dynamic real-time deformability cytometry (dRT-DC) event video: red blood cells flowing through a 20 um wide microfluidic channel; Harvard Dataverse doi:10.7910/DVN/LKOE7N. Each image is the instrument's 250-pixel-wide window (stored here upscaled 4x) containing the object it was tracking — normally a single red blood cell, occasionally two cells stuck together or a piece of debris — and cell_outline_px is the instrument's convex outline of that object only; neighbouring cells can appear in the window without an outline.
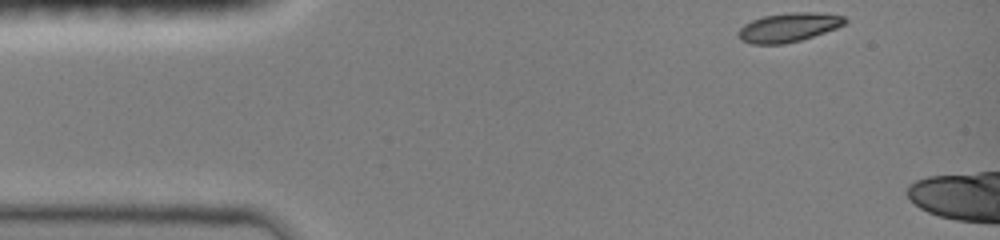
{"species": "common noctule bat (a hibernating species)", "species_latin": "Nyctalus noctula", "temperature_condition": "room temperature", "stored_images_in_passage": 5, "camera_frame_rate_fps": 3000, "um_per_image_px": 0.085, "animal": {"sex": "female", "body_mass_g": 19.0, "forearm_length_mm": 51.5}, "frame": {"image": 1, "passage_image": 1, "time_ms": 0.0, "image_size_px": [1000, 240], "cell_outline_px": [[848, 20], [844, 24], [836, 28], [800, 40], [780, 44], [752, 44], [740, 40], [736, 32], [744, 24], [752, 20], [764, 16], [792, 12], [816, 12], [844, 16]], "centroid_in_image_um": [67.0, 2.32], "position_along_channel_um": 18.0, "area_um2": 17.92}}